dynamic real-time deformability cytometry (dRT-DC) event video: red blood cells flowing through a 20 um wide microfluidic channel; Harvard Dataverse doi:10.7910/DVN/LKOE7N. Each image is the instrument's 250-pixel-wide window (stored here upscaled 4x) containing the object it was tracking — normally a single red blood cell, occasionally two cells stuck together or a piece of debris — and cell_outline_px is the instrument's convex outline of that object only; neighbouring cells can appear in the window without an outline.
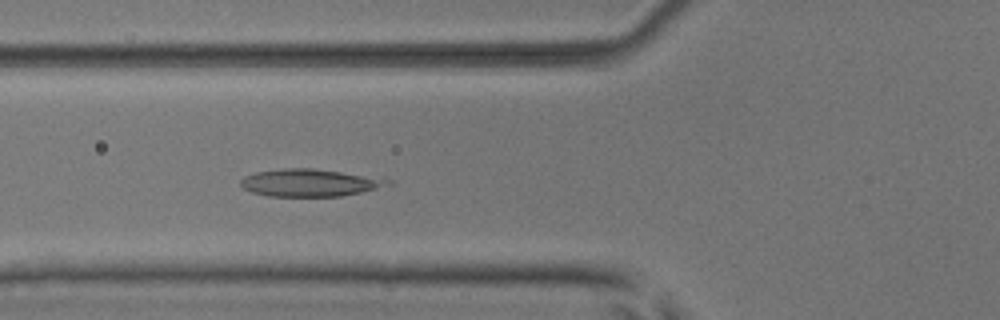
{"species": "common noctule bat (a hibernating species)", "species_latin": "Nyctalus noctula", "temperature_condition": "room temperature", "stored_images_in_passage": 54, "camera_frame_rate_fps": 3000, "um_per_image_px": 0.085, "animal": {"sex": "male", "body_mass_g": 17.9, "forearm_length_mm": 54.2}, "frame": {"image": 1, "passage_image": 20, "time_ms": 6.333, "image_size_px": [1000, 320], "cell_outline_px": [[392, 184], [360, 192], [340, 196], [268, 196], [252, 192], [244, 188], [240, 184], [240, 180], [244, 176], [256, 172], [288, 168], [312, 168], [340, 172], [392, 180]], "centroid_in_image_um": [26.28, 15.53], "position_along_channel_um": 99.5, "area_um2": 23.06}}
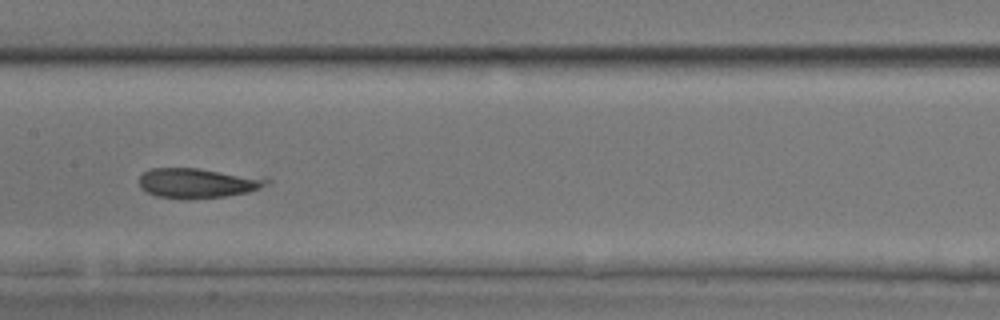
{"frame": {"image": 2, "passage_image": 27, "time_ms": 8.667, "image_size_px": [1000, 320], "cell_outline_px": [[272, 184], [248, 192], [224, 196], [188, 200], [156, 196], [140, 188], [140, 176], [144, 172], [152, 168], [196, 168], [268, 176], [272, 180]], "centroid_in_image_um": [16.92, 15.55], "position_along_channel_um": 190.5, "area_um2": 22.83}}
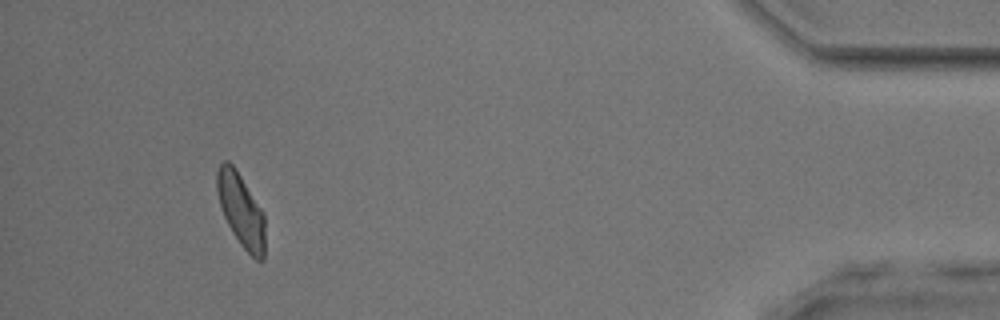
{"frame": {"image": 3, "passage_image": 49, "time_ms": 16.0, "image_size_px": [1000, 320], "cell_outline_px": [[264, 260], [256, 260], [240, 244], [232, 232], [224, 216], [220, 204], [216, 188], [216, 172], [220, 164], [224, 160], [228, 160], [236, 168], [260, 208], [264, 216]], "centroid_in_image_um": [20.46, 17.84], "position_along_channel_um": 414.7, "area_um2": 20.23}, "authors_computed_cell_mechanics": {"area_um2": 22.253, "velocity_mm_per_s": 3.9148, "shape_relaxation_time_tau1_ms": 8.0153, "shape_relaxation_time_tau2_ms": 1.8669, "deformation_change_tau1": 0.2128, "deformation_change_tau2": 0.0739}}